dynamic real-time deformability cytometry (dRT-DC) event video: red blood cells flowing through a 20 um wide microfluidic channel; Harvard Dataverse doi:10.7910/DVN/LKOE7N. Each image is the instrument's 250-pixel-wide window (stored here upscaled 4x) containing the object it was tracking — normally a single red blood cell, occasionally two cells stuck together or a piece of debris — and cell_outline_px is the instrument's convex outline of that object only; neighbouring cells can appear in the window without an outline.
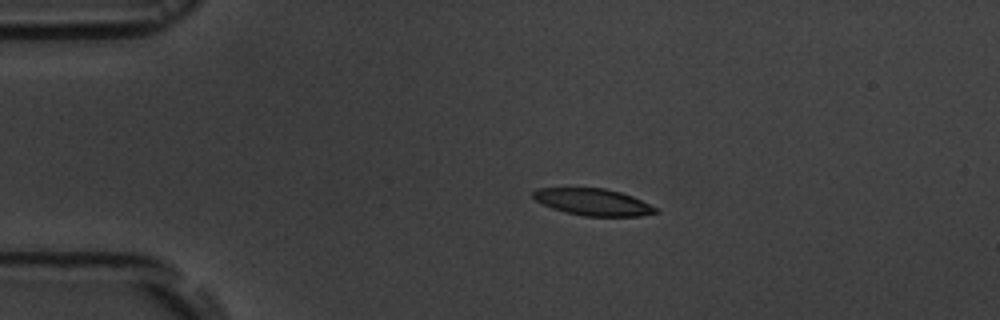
{"species": "common noctule bat (a hibernating species)", "species_latin": "Nyctalus noctula", "temperature_condition": "room temperature", "stored_images_in_passage": 5, "camera_frame_rate_fps": 3000, "um_per_image_px": 0.085, "animal": {"sex": "male", "body_mass_g": 19.5, "forearm_length_mm": 54.6}, "frame": {"image": 1, "passage_image": 4, "time_ms": 3.667, "image_size_px": [1000, 320], "cell_outline_px": [[660, 212], [640, 216], [584, 216], [564, 212], [552, 208], [536, 200], [532, 196], [532, 192], [536, 188], [604, 188], [620, 192], [632, 196], [656, 208]], "centroid_in_image_um": [50.39, 17.17], "position_along_channel_um": 34.6, "area_um2": 19.02}}